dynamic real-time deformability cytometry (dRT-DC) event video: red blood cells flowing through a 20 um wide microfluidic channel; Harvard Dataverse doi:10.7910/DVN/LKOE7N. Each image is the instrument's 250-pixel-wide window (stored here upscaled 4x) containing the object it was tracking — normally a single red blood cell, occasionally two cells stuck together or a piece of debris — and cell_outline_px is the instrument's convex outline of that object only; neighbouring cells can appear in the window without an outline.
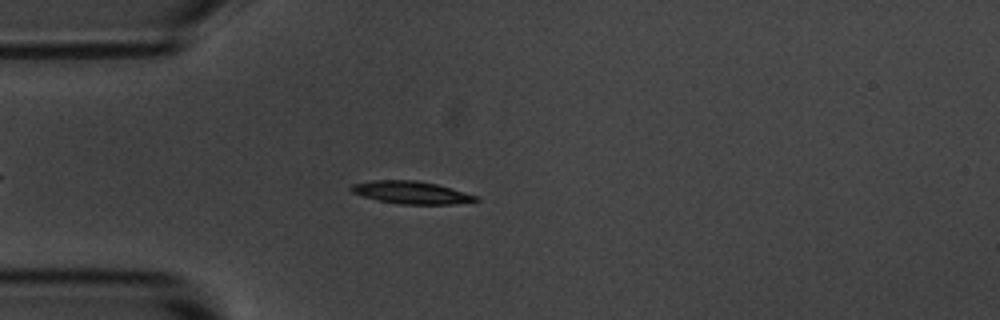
{"species": "common noctule bat (a hibernating species)", "species_latin": "Nyctalus noctula", "temperature_condition": "room temperature", "stored_images_in_passage": 50, "camera_frame_rate_fps": 3000, "um_per_image_px": 0.085, "animal": {"sex": "male", "body_mass_g": 20.1, "forearm_length_mm": 53.5}, "frame": {"image": 1, "passage_image": 9, "time_ms": 2.667, "image_size_px": [1000, 320], "cell_outline_px": [[480, 200], [452, 204], [400, 204], [380, 200], [364, 196], [352, 192], [348, 188], [352, 184], [372, 180], [416, 180], [436, 184], [480, 196]], "centroid_in_image_um": [34.97, 16.35], "position_along_channel_um": 50.0, "area_um2": 16.3}}
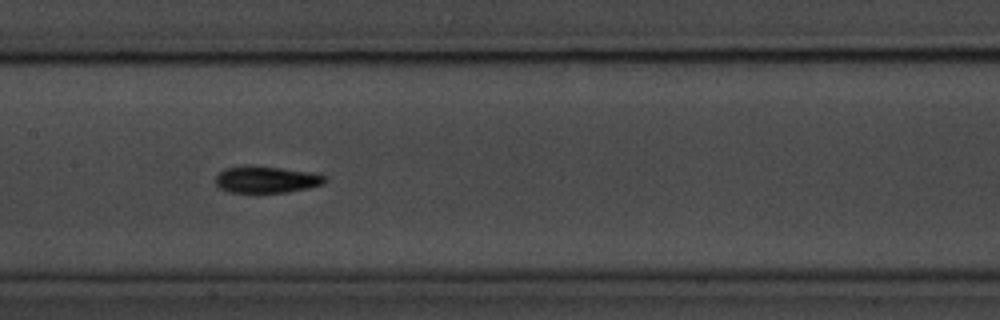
{"frame": {"image": 2, "passage_image": 21, "time_ms": 6.667, "image_size_px": [1000, 320], "cell_outline_px": [[328, 180], [324, 184], [308, 188], [288, 192], [228, 192], [220, 188], [216, 184], [216, 176], [224, 168], [244, 164], [248, 164], [312, 172], [324, 176]], "centroid_in_image_um": [22.62, 15.24], "position_along_channel_um": 184.8, "area_um2": 17.22}}
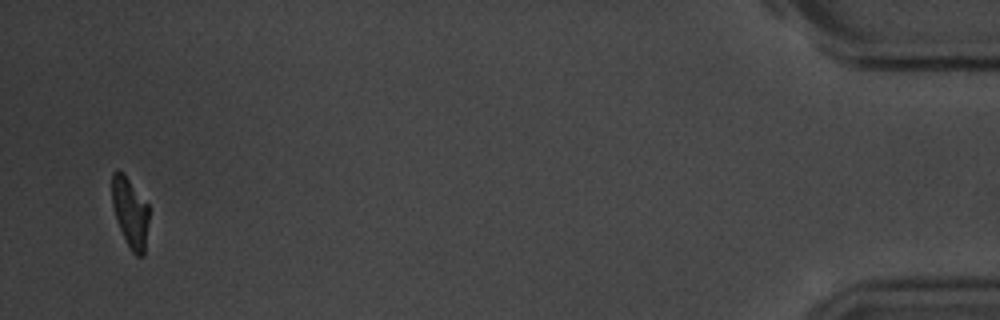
{"frame": {"image": 3, "passage_image": 48, "time_ms": 15.667, "image_size_px": [1000, 320], "cell_outline_px": [[148, 220], [144, 256], [136, 256], [132, 252], [116, 220], [112, 204], [112, 172], [116, 168], [128, 180], [148, 204]], "centroid_in_image_um": [11.06, 18.08], "position_along_channel_um": 424.1, "area_um2": 14.68}, "authors_computed_cell_mechanics": {"area_um2": 16.3285, "velocity_mm_per_s": 3.6024, "shape_relaxation_time_tau1_ms": 2.907, "shape_relaxation_time_tau2_ms": 2.7686, "deformation_change_tau1": 0.1367, "deformation_change_tau2": 0.0943}}